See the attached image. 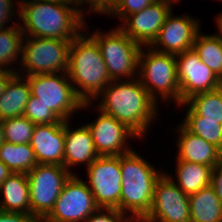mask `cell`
<instances>
[{
	"label": "cell",
	"mask_w": 222,
	"mask_h": 222,
	"mask_svg": "<svg viewBox=\"0 0 222 222\" xmlns=\"http://www.w3.org/2000/svg\"><path fill=\"white\" fill-rule=\"evenodd\" d=\"M81 8L78 0H46L21 4L19 19L23 22L21 28L24 37L73 40L82 32L87 33L84 31L89 27L84 20L87 11L85 13V9Z\"/></svg>",
	"instance_id": "obj_1"
},
{
	"label": "cell",
	"mask_w": 222,
	"mask_h": 222,
	"mask_svg": "<svg viewBox=\"0 0 222 222\" xmlns=\"http://www.w3.org/2000/svg\"><path fill=\"white\" fill-rule=\"evenodd\" d=\"M100 96L102 98L96 111L113 116L131 129L139 139L145 137L150 124L156 120L158 104L151 99L138 77L111 81L96 99Z\"/></svg>",
	"instance_id": "obj_2"
},
{
	"label": "cell",
	"mask_w": 222,
	"mask_h": 222,
	"mask_svg": "<svg viewBox=\"0 0 222 222\" xmlns=\"http://www.w3.org/2000/svg\"><path fill=\"white\" fill-rule=\"evenodd\" d=\"M67 75L84 103H91L93 99L95 101L112 81L100 49L88 33L82 32L71 41Z\"/></svg>",
	"instance_id": "obj_3"
},
{
	"label": "cell",
	"mask_w": 222,
	"mask_h": 222,
	"mask_svg": "<svg viewBox=\"0 0 222 222\" xmlns=\"http://www.w3.org/2000/svg\"><path fill=\"white\" fill-rule=\"evenodd\" d=\"M120 169L122 175L120 211L124 214L148 213L151 209L155 184L165 171L156 170L133 149L120 155Z\"/></svg>",
	"instance_id": "obj_4"
},
{
	"label": "cell",
	"mask_w": 222,
	"mask_h": 222,
	"mask_svg": "<svg viewBox=\"0 0 222 222\" xmlns=\"http://www.w3.org/2000/svg\"><path fill=\"white\" fill-rule=\"evenodd\" d=\"M147 48L145 53L143 46L139 54L138 78L141 84L156 104L160 96L162 102L173 99L178 106L181 105L175 55L156 51L150 46Z\"/></svg>",
	"instance_id": "obj_5"
},
{
	"label": "cell",
	"mask_w": 222,
	"mask_h": 222,
	"mask_svg": "<svg viewBox=\"0 0 222 222\" xmlns=\"http://www.w3.org/2000/svg\"><path fill=\"white\" fill-rule=\"evenodd\" d=\"M30 86L31 95L47 106L61 120L69 121L71 114L82 108H91V103H84L76 94L67 72L25 76ZM69 119V120H68Z\"/></svg>",
	"instance_id": "obj_6"
},
{
	"label": "cell",
	"mask_w": 222,
	"mask_h": 222,
	"mask_svg": "<svg viewBox=\"0 0 222 222\" xmlns=\"http://www.w3.org/2000/svg\"><path fill=\"white\" fill-rule=\"evenodd\" d=\"M102 33L103 31L96 29L90 37L100 49L110 79L124 80L125 77L131 80L138 77L139 54L142 46L119 27Z\"/></svg>",
	"instance_id": "obj_7"
},
{
	"label": "cell",
	"mask_w": 222,
	"mask_h": 222,
	"mask_svg": "<svg viewBox=\"0 0 222 222\" xmlns=\"http://www.w3.org/2000/svg\"><path fill=\"white\" fill-rule=\"evenodd\" d=\"M71 41L24 37L20 60L22 68H18L17 71H20L16 73L20 75L22 72L23 76H28L67 72Z\"/></svg>",
	"instance_id": "obj_8"
},
{
	"label": "cell",
	"mask_w": 222,
	"mask_h": 222,
	"mask_svg": "<svg viewBox=\"0 0 222 222\" xmlns=\"http://www.w3.org/2000/svg\"><path fill=\"white\" fill-rule=\"evenodd\" d=\"M72 175L62 165L37 164L27 173L30 214L42 222L52 211L65 182Z\"/></svg>",
	"instance_id": "obj_9"
},
{
	"label": "cell",
	"mask_w": 222,
	"mask_h": 222,
	"mask_svg": "<svg viewBox=\"0 0 222 222\" xmlns=\"http://www.w3.org/2000/svg\"><path fill=\"white\" fill-rule=\"evenodd\" d=\"M87 170V186L99 208H112L120 211L122 175L119 156H99Z\"/></svg>",
	"instance_id": "obj_10"
},
{
	"label": "cell",
	"mask_w": 222,
	"mask_h": 222,
	"mask_svg": "<svg viewBox=\"0 0 222 222\" xmlns=\"http://www.w3.org/2000/svg\"><path fill=\"white\" fill-rule=\"evenodd\" d=\"M99 207L93 193L79 175L65 182L50 214L42 222H84Z\"/></svg>",
	"instance_id": "obj_11"
},
{
	"label": "cell",
	"mask_w": 222,
	"mask_h": 222,
	"mask_svg": "<svg viewBox=\"0 0 222 222\" xmlns=\"http://www.w3.org/2000/svg\"><path fill=\"white\" fill-rule=\"evenodd\" d=\"M175 58L182 103L195 94L213 91L222 86V80L200 60L193 49L179 53Z\"/></svg>",
	"instance_id": "obj_12"
},
{
	"label": "cell",
	"mask_w": 222,
	"mask_h": 222,
	"mask_svg": "<svg viewBox=\"0 0 222 222\" xmlns=\"http://www.w3.org/2000/svg\"><path fill=\"white\" fill-rule=\"evenodd\" d=\"M148 214L157 222H190L189 196L166 172L157 180Z\"/></svg>",
	"instance_id": "obj_13"
},
{
	"label": "cell",
	"mask_w": 222,
	"mask_h": 222,
	"mask_svg": "<svg viewBox=\"0 0 222 222\" xmlns=\"http://www.w3.org/2000/svg\"><path fill=\"white\" fill-rule=\"evenodd\" d=\"M172 4L156 0L143 10L127 16L117 27L142 47L151 46L172 11Z\"/></svg>",
	"instance_id": "obj_14"
},
{
	"label": "cell",
	"mask_w": 222,
	"mask_h": 222,
	"mask_svg": "<svg viewBox=\"0 0 222 222\" xmlns=\"http://www.w3.org/2000/svg\"><path fill=\"white\" fill-rule=\"evenodd\" d=\"M95 122H88L94 146L99 156H119L128 153L132 147L127 145L128 138L139 137L126 125L120 123L113 116L99 111Z\"/></svg>",
	"instance_id": "obj_15"
},
{
	"label": "cell",
	"mask_w": 222,
	"mask_h": 222,
	"mask_svg": "<svg viewBox=\"0 0 222 222\" xmlns=\"http://www.w3.org/2000/svg\"><path fill=\"white\" fill-rule=\"evenodd\" d=\"M201 24L189 15L174 16L171 11L150 47L154 50L177 55L191 50Z\"/></svg>",
	"instance_id": "obj_16"
},
{
	"label": "cell",
	"mask_w": 222,
	"mask_h": 222,
	"mask_svg": "<svg viewBox=\"0 0 222 222\" xmlns=\"http://www.w3.org/2000/svg\"><path fill=\"white\" fill-rule=\"evenodd\" d=\"M37 163L64 166V121L53 124H35L29 142Z\"/></svg>",
	"instance_id": "obj_17"
},
{
	"label": "cell",
	"mask_w": 222,
	"mask_h": 222,
	"mask_svg": "<svg viewBox=\"0 0 222 222\" xmlns=\"http://www.w3.org/2000/svg\"><path fill=\"white\" fill-rule=\"evenodd\" d=\"M70 125L68 121H64V167L72 174H75L70 171V168H74L78 164H85V162L88 167L99 155L87 125L85 124L75 129H71Z\"/></svg>",
	"instance_id": "obj_18"
},
{
	"label": "cell",
	"mask_w": 222,
	"mask_h": 222,
	"mask_svg": "<svg viewBox=\"0 0 222 222\" xmlns=\"http://www.w3.org/2000/svg\"><path fill=\"white\" fill-rule=\"evenodd\" d=\"M179 133L176 145L178 155L176 158L191 163L204 164L212 168L222 160V151L205 141L202 137L189 132L182 124L176 127Z\"/></svg>",
	"instance_id": "obj_19"
},
{
	"label": "cell",
	"mask_w": 222,
	"mask_h": 222,
	"mask_svg": "<svg viewBox=\"0 0 222 222\" xmlns=\"http://www.w3.org/2000/svg\"><path fill=\"white\" fill-rule=\"evenodd\" d=\"M0 210L30 214V190L26 173H12L0 185Z\"/></svg>",
	"instance_id": "obj_20"
},
{
	"label": "cell",
	"mask_w": 222,
	"mask_h": 222,
	"mask_svg": "<svg viewBox=\"0 0 222 222\" xmlns=\"http://www.w3.org/2000/svg\"><path fill=\"white\" fill-rule=\"evenodd\" d=\"M175 165V176H177L173 177L171 174L169 175V173L166 174L186 195L189 196L197 193L200 189L211 185V166L182 161L178 158ZM174 178H177L176 182Z\"/></svg>",
	"instance_id": "obj_21"
},
{
	"label": "cell",
	"mask_w": 222,
	"mask_h": 222,
	"mask_svg": "<svg viewBox=\"0 0 222 222\" xmlns=\"http://www.w3.org/2000/svg\"><path fill=\"white\" fill-rule=\"evenodd\" d=\"M30 95L27 78L16 74L8 82L4 93L0 96V119L23 116Z\"/></svg>",
	"instance_id": "obj_22"
},
{
	"label": "cell",
	"mask_w": 222,
	"mask_h": 222,
	"mask_svg": "<svg viewBox=\"0 0 222 222\" xmlns=\"http://www.w3.org/2000/svg\"><path fill=\"white\" fill-rule=\"evenodd\" d=\"M189 208L190 222H222V204L211 185L189 195Z\"/></svg>",
	"instance_id": "obj_23"
},
{
	"label": "cell",
	"mask_w": 222,
	"mask_h": 222,
	"mask_svg": "<svg viewBox=\"0 0 222 222\" xmlns=\"http://www.w3.org/2000/svg\"><path fill=\"white\" fill-rule=\"evenodd\" d=\"M0 161L3 162L12 173H28L38 163L34 151L29 143L13 144L4 141L0 146Z\"/></svg>",
	"instance_id": "obj_24"
},
{
	"label": "cell",
	"mask_w": 222,
	"mask_h": 222,
	"mask_svg": "<svg viewBox=\"0 0 222 222\" xmlns=\"http://www.w3.org/2000/svg\"><path fill=\"white\" fill-rule=\"evenodd\" d=\"M192 49L200 60L222 80V37L217 33L203 35L199 32Z\"/></svg>",
	"instance_id": "obj_25"
},
{
	"label": "cell",
	"mask_w": 222,
	"mask_h": 222,
	"mask_svg": "<svg viewBox=\"0 0 222 222\" xmlns=\"http://www.w3.org/2000/svg\"><path fill=\"white\" fill-rule=\"evenodd\" d=\"M18 23L16 21L15 25L0 29V70L15 71L17 68L11 69V64H16L18 59L21 60L24 34L21 25Z\"/></svg>",
	"instance_id": "obj_26"
},
{
	"label": "cell",
	"mask_w": 222,
	"mask_h": 222,
	"mask_svg": "<svg viewBox=\"0 0 222 222\" xmlns=\"http://www.w3.org/2000/svg\"><path fill=\"white\" fill-rule=\"evenodd\" d=\"M186 106V115L182 125L194 135L202 137L205 141L214 144L222 151V124L220 120H202L185 102L181 106Z\"/></svg>",
	"instance_id": "obj_27"
},
{
	"label": "cell",
	"mask_w": 222,
	"mask_h": 222,
	"mask_svg": "<svg viewBox=\"0 0 222 222\" xmlns=\"http://www.w3.org/2000/svg\"><path fill=\"white\" fill-rule=\"evenodd\" d=\"M185 103L202 120H220L222 124V86L216 90L191 96Z\"/></svg>",
	"instance_id": "obj_28"
},
{
	"label": "cell",
	"mask_w": 222,
	"mask_h": 222,
	"mask_svg": "<svg viewBox=\"0 0 222 222\" xmlns=\"http://www.w3.org/2000/svg\"><path fill=\"white\" fill-rule=\"evenodd\" d=\"M35 124L25 116L3 120L4 141L13 144L29 143Z\"/></svg>",
	"instance_id": "obj_29"
},
{
	"label": "cell",
	"mask_w": 222,
	"mask_h": 222,
	"mask_svg": "<svg viewBox=\"0 0 222 222\" xmlns=\"http://www.w3.org/2000/svg\"><path fill=\"white\" fill-rule=\"evenodd\" d=\"M23 116L27 117L34 124H53L61 119L47 106L38 101V98L30 95L25 106Z\"/></svg>",
	"instance_id": "obj_30"
},
{
	"label": "cell",
	"mask_w": 222,
	"mask_h": 222,
	"mask_svg": "<svg viewBox=\"0 0 222 222\" xmlns=\"http://www.w3.org/2000/svg\"><path fill=\"white\" fill-rule=\"evenodd\" d=\"M156 0H118L106 15H117L123 21L127 16L139 12Z\"/></svg>",
	"instance_id": "obj_31"
},
{
	"label": "cell",
	"mask_w": 222,
	"mask_h": 222,
	"mask_svg": "<svg viewBox=\"0 0 222 222\" xmlns=\"http://www.w3.org/2000/svg\"><path fill=\"white\" fill-rule=\"evenodd\" d=\"M124 216L118 209L98 208L84 222H122Z\"/></svg>",
	"instance_id": "obj_32"
},
{
	"label": "cell",
	"mask_w": 222,
	"mask_h": 222,
	"mask_svg": "<svg viewBox=\"0 0 222 222\" xmlns=\"http://www.w3.org/2000/svg\"><path fill=\"white\" fill-rule=\"evenodd\" d=\"M13 1L14 0H0V29L8 28L9 26L6 24L10 21L12 22L13 17L19 16L17 12H14L16 8H14Z\"/></svg>",
	"instance_id": "obj_33"
},
{
	"label": "cell",
	"mask_w": 222,
	"mask_h": 222,
	"mask_svg": "<svg viewBox=\"0 0 222 222\" xmlns=\"http://www.w3.org/2000/svg\"><path fill=\"white\" fill-rule=\"evenodd\" d=\"M82 7H85L84 3L89 4L88 12L101 13L106 14L116 3L118 0H78ZM91 11V12H90Z\"/></svg>",
	"instance_id": "obj_34"
},
{
	"label": "cell",
	"mask_w": 222,
	"mask_h": 222,
	"mask_svg": "<svg viewBox=\"0 0 222 222\" xmlns=\"http://www.w3.org/2000/svg\"><path fill=\"white\" fill-rule=\"evenodd\" d=\"M0 222H39L33 215L0 210Z\"/></svg>",
	"instance_id": "obj_35"
},
{
	"label": "cell",
	"mask_w": 222,
	"mask_h": 222,
	"mask_svg": "<svg viewBox=\"0 0 222 222\" xmlns=\"http://www.w3.org/2000/svg\"><path fill=\"white\" fill-rule=\"evenodd\" d=\"M211 186L222 204V160L212 168Z\"/></svg>",
	"instance_id": "obj_36"
},
{
	"label": "cell",
	"mask_w": 222,
	"mask_h": 222,
	"mask_svg": "<svg viewBox=\"0 0 222 222\" xmlns=\"http://www.w3.org/2000/svg\"><path fill=\"white\" fill-rule=\"evenodd\" d=\"M128 215L129 213L125 214L122 222H157L148 213L130 214L129 216Z\"/></svg>",
	"instance_id": "obj_37"
},
{
	"label": "cell",
	"mask_w": 222,
	"mask_h": 222,
	"mask_svg": "<svg viewBox=\"0 0 222 222\" xmlns=\"http://www.w3.org/2000/svg\"><path fill=\"white\" fill-rule=\"evenodd\" d=\"M17 71L0 70V96L4 93L8 82L17 74Z\"/></svg>",
	"instance_id": "obj_38"
},
{
	"label": "cell",
	"mask_w": 222,
	"mask_h": 222,
	"mask_svg": "<svg viewBox=\"0 0 222 222\" xmlns=\"http://www.w3.org/2000/svg\"><path fill=\"white\" fill-rule=\"evenodd\" d=\"M12 174L11 170L0 161V185Z\"/></svg>",
	"instance_id": "obj_39"
},
{
	"label": "cell",
	"mask_w": 222,
	"mask_h": 222,
	"mask_svg": "<svg viewBox=\"0 0 222 222\" xmlns=\"http://www.w3.org/2000/svg\"><path fill=\"white\" fill-rule=\"evenodd\" d=\"M216 24H217V27H218V29H219V31H218V34L217 35H219V36H221L222 37V12L217 16V18H216Z\"/></svg>",
	"instance_id": "obj_40"
},
{
	"label": "cell",
	"mask_w": 222,
	"mask_h": 222,
	"mask_svg": "<svg viewBox=\"0 0 222 222\" xmlns=\"http://www.w3.org/2000/svg\"><path fill=\"white\" fill-rule=\"evenodd\" d=\"M4 142L3 120L0 119V146Z\"/></svg>",
	"instance_id": "obj_41"
},
{
	"label": "cell",
	"mask_w": 222,
	"mask_h": 222,
	"mask_svg": "<svg viewBox=\"0 0 222 222\" xmlns=\"http://www.w3.org/2000/svg\"><path fill=\"white\" fill-rule=\"evenodd\" d=\"M18 3L16 4L17 5V8H18V13H19V7L21 4H25V3H29V2H36V1H46V0H17Z\"/></svg>",
	"instance_id": "obj_42"
},
{
	"label": "cell",
	"mask_w": 222,
	"mask_h": 222,
	"mask_svg": "<svg viewBox=\"0 0 222 222\" xmlns=\"http://www.w3.org/2000/svg\"><path fill=\"white\" fill-rule=\"evenodd\" d=\"M166 1H169V2H171V3L174 4L175 2H176V3H179L181 0H166Z\"/></svg>",
	"instance_id": "obj_43"
}]
</instances>
